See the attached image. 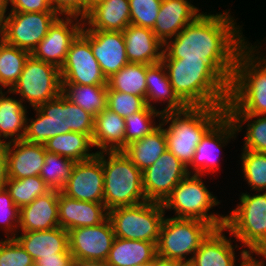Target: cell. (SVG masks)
I'll return each mask as SVG.
<instances>
[{
  "label": "cell",
  "mask_w": 266,
  "mask_h": 266,
  "mask_svg": "<svg viewBox=\"0 0 266 266\" xmlns=\"http://www.w3.org/2000/svg\"><path fill=\"white\" fill-rule=\"evenodd\" d=\"M229 13L202 12L164 44L162 59L206 60L230 84L237 55L248 42Z\"/></svg>",
  "instance_id": "cell-1"
},
{
  "label": "cell",
  "mask_w": 266,
  "mask_h": 266,
  "mask_svg": "<svg viewBox=\"0 0 266 266\" xmlns=\"http://www.w3.org/2000/svg\"><path fill=\"white\" fill-rule=\"evenodd\" d=\"M171 86L188 107H226L230 84L203 59H162Z\"/></svg>",
  "instance_id": "cell-2"
},
{
  "label": "cell",
  "mask_w": 266,
  "mask_h": 266,
  "mask_svg": "<svg viewBox=\"0 0 266 266\" xmlns=\"http://www.w3.org/2000/svg\"><path fill=\"white\" fill-rule=\"evenodd\" d=\"M250 44L236 58L227 115H266V57Z\"/></svg>",
  "instance_id": "cell-3"
},
{
  "label": "cell",
  "mask_w": 266,
  "mask_h": 266,
  "mask_svg": "<svg viewBox=\"0 0 266 266\" xmlns=\"http://www.w3.org/2000/svg\"><path fill=\"white\" fill-rule=\"evenodd\" d=\"M226 113V107H187L180 111H168L162 114L161 125L164 128L167 149L187 167L201 138Z\"/></svg>",
  "instance_id": "cell-4"
},
{
  "label": "cell",
  "mask_w": 266,
  "mask_h": 266,
  "mask_svg": "<svg viewBox=\"0 0 266 266\" xmlns=\"http://www.w3.org/2000/svg\"><path fill=\"white\" fill-rule=\"evenodd\" d=\"M36 111V119L27 118L24 140L44 145L50 138L68 132H79L92 138L95 117L80 106L75 105L62 93L47 101ZM30 124H29V123Z\"/></svg>",
  "instance_id": "cell-5"
},
{
  "label": "cell",
  "mask_w": 266,
  "mask_h": 266,
  "mask_svg": "<svg viewBox=\"0 0 266 266\" xmlns=\"http://www.w3.org/2000/svg\"><path fill=\"white\" fill-rule=\"evenodd\" d=\"M106 154V155H105ZM108 155V159L105 156ZM104 205L108 211L146 202L143 175L123 151L102 152Z\"/></svg>",
  "instance_id": "cell-6"
},
{
  "label": "cell",
  "mask_w": 266,
  "mask_h": 266,
  "mask_svg": "<svg viewBox=\"0 0 266 266\" xmlns=\"http://www.w3.org/2000/svg\"><path fill=\"white\" fill-rule=\"evenodd\" d=\"M188 174L173 189L162 203L164 211L174 210L175 218L198 219L210 224L214 229L225 225V216L217 213L209 214L213 206L219 205L207 187L201 175Z\"/></svg>",
  "instance_id": "cell-7"
},
{
  "label": "cell",
  "mask_w": 266,
  "mask_h": 266,
  "mask_svg": "<svg viewBox=\"0 0 266 266\" xmlns=\"http://www.w3.org/2000/svg\"><path fill=\"white\" fill-rule=\"evenodd\" d=\"M225 230L248 247L252 256L266 243V191L251 196L242 193L237 208L225 216Z\"/></svg>",
  "instance_id": "cell-8"
},
{
  "label": "cell",
  "mask_w": 266,
  "mask_h": 266,
  "mask_svg": "<svg viewBox=\"0 0 266 266\" xmlns=\"http://www.w3.org/2000/svg\"><path fill=\"white\" fill-rule=\"evenodd\" d=\"M162 203L146 201L108 211L115 237L157 244L165 219Z\"/></svg>",
  "instance_id": "cell-9"
},
{
  "label": "cell",
  "mask_w": 266,
  "mask_h": 266,
  "mask_svg": "<svg viewBox=\"0 0 266 266\" xmlns=\"http://www.w3.org/2000/svg\"><path fill=\"white\" fill-rule=\"evenodd\" d=\"M214 228L198 219L165 218L157 241V255L181 263H188L202 241Z\"/></svg>",
  "instance_id": "cell-10"
},
{
  "label": "cell",
  "mask_w": 266,
  "mask_h": 266,
  "mask_svg": "<svg viewBox=\"0 0 266 266\" xmlns=\"http://www.w3.org/2000/svg\"><path fill=\"white\" fill-rule=\"evenodd\" d=\"M7 92L20 94L22 102L27 100L25 102H29L33 108H38L62 93L60 69L30 55L18 81Z\"/></svg>",
  "instance_id": "cell-11"
},
{
  "label": "cell",
  "mask_w": 266,
  "mask_h": 266,
  "mask_svg": "<svg viewBox=\"0 0 266 266\" xmlns=\"http://www.w3.org/2000/svg\"><path fill=\"white\" fill-rule=\"evenodd\" d=\"M8 14L0 27L1 39L30 54L59 17L56 12H10Z\"/></svg>",
  "instance_id": "cell-12"
},
{
  "label": "cell",
  "mask_w": 266,
  "mask_h": 266,
  "mask_svg": "<svg viewBox=\"0 0 266 266\" xmlns=\"http://www.w3.org/2000/svg\"><path fill=\"white\" fill-rule=\"evenodd\" d=\"M60 73L62 84L107 85L90 43L81 34L71 43Z\"/></svg>",
  "instance_id": "cell-13"
},
{
  "label": "cell",
  "mask_w": 266,
  "mask_h": 266,
  "mask_svg": "<svg viewBox=\"0 0 266 266\" xmlns=\"http://www.w3.org/2000/svg\"><path fill=\"white\" fill-rule=\"evenodd\" d=\"M188 174L187 167L167 149L153 165L142 171L147 201L163 203Z\"/></svg>",
  "instance_id": "cell-14"
},
{
  "label": "cell",
  "mask_w": 266,
  "mask_h": 266,
  "mask_svg": "<svg viewBox=\"0 0 266 266\" xmlns=\"http://www.w3.org/2000/svg\"><path fill=\"white\" fill-rule=\"evenodd\" d=\"M115 238L112 224L107 218L96 226L69 230V251L75 261L105 262Z\"/></svg>",
  "instance_id": "cell-15"
},
{
  "label": "cell",
  "mask_w": 266,
  "mask_h": 266,
  "mask_svg": "<svg viewBox=\"0 0 266 266\" xmlns=\"http://www.w3.org/2000/svg\"><path fill=\"white\" fill-rule=\"evenodd\" d=\"M83 25L84 20L80 18L79 20L77 17H66L64 19L59 16L30 55L60 69L66 60L71 43L81 33Z\"/></svg>",
  "instance_id": "cell-16"
},
{
  "label": "cell",
  "mask_w": 266,
  "mask_h": 266,
  "mask_svg": "<svg viewBox=\"0 0 266 266\" xmlns=\"http://www.w3.org/2000/svg\"><path fill=\"white\" fill-rule=\"evenodd\" d=\"M61 192L76 200L104 203L102 152L88 160L75 162Z\"/></svg>",
  "instance_id": "cell-17"
},
{
  "label": "cell",
  "mask_w": 266,
  "mask_h": 266,
  "mask_svg": "<svg viewBox=\"0 0 266 266\" xmlns=\"http://www.w3.org/2000/svg\"><path fill=\"white\" fill-rule=\"evenodd\" d=\"M80 34L90 43L106 79L129 63L123 32L86 30L83 25Z\"/></svg>",
  "instance_id": "cell-18"
},
{
  "label": "cell",
  "mask_w": 266,
  "mask_h": 266,
  "mask_svg": "<svg viewBox=\"0 0 266 266\" xmlns=\"http://www.w3.org/2000/svg\"><path fill=\"white\" fill-rule=\"evenodd\" d=\"M236 132L233 120L225 113L201 138L189 165L195 172L192 174L203 176L210 171L213 174L219 169L218 155L215 153L217 150L220 151L232 137H236Z\"/></svg>",
  "instance_id": "cell-19"
},
{
  "label": "cell",
  "mask_w": 266,
  "mask_h": 266,
  "mask_svg": "<svg viewBox=\"0 0 266 266\" xmlns=\"http://www.w3.org/2000/svg\"><path fill=\"white\" fill-rule=\"evenodd\" d=\"M225 227L213 229L202 241L193 256L188 258L192 266H235V251L231 239L223 234ZM241 264L246 266L253 258L249 250H241Z\"/></svg>",
  "instance_id": "cell-20"
},
{
  "label": "cell",
  "mask_w": 266,
  "mask_h": 266,
  "mask_svg": "<svg viewBox=\"0 0 266 266\" xmlns=\"http://www.w3.org/2000/svg\"><path fill=\"white\" fill-rule=\"evenodd\" d=\"M107 218L108 210L104 203L76 200L59 191V227L69 231L74 228L96 226Z\"/></svg>",
  "instance_id": "cell-21"
},
{
  "label": "cell",
  "mask_w": 266,
  "mask_h": 266,
  "mask_svg": "<svg viewBox=\"0 0 266 266\" xmlns=\"http://www.w3.org/2000/svg\"><path fill=\"white\" fill-rule=\"evenodd\" d=\"M2 146L7 157L8 178L22 179L40 175L46 154L44 145L23 139Z\"/></svg>",
  "instance_id": "cell-22"
},
{
  "label": "cell",
  "mask_w": 266,
  "mask_h": 266,
  "mask_svg": "<svg viewBox=\"0 0 266 266\" xmlns=\"http://www.w3.org/2000/svg\"><path fill=\"white\" fill-rule=\"evenodd\" d=\"M199 11L188 0H162L152 31L165 44L194 22L202 14Z\"/></svg>",
  "instance_id": "cell-23"
},
{
  "label": "cell",
  "mask_w": 266,
  "mask_h": 266,
  "mask_svg": "<svg viewBox=\"0 0 266 266\" xmlns=\"http://www.w3.org/2000/svg\"><path fill=\"white\" fill-rule=\"evenodd\" d=\"M59 191L50 190L38 196L30 204L20 208L19 228L22 232L50 230L59 227Z\"/></svg>",
  "instance_id": "cell-24"
},
{
  "label": "cell",
  "mask_w": 266,
  "mask_h": 266,
  "mask_svg": "<svg viewBox=\"0 0 266 266\" xmlns=\"http://www.w3.org/2000/svg\"><path fill=\"white\" fill-rule=\"evenodd\" d=\"M122 32L129 63L151 65L161 62L164 44L152 29L130 24Z\"/></svg>",
  "instance_id": "cell-25"
},
{
  "label": "cell",
  "mask_w": 266,
  "mask_h": 266,
  "mask_svg": "<svg viewBox=\"0 0 266 266\" xmlns=\"http://www.w3.org/2000/svg\"><path fill=\"white\" fill-rule=\"evenodd\" d=\"M21 234L14 238L31 256L34 263L41 257H56L57 253H66L69 250L68 231L61 227Z\"/></svg>",
  "instance_id": "cell-26"
},
{
  "label": "cell",
  "mask_w": 266,
  "mask_h": 266,
  "mask_svg": "<svg viewBox=\"0 0 266 266\" xmlns=\"http://www.w3.org/2000/svg\"><path fill=\"white\" fill-rule=\"evenodd\" d=\"M130 24L129 0H103L84 19L86 30L122 32Z\"/></svg>",
  "instance_id": "cell-27"
},
{
  "label": "cell",
  "mask_w": 266,
  "mask_h": 266,
  "mask_svg": "<svg viewBox=\"0 0 266 266\" xmlns=\"http://www.w3.org/2000/svg\"><path fill=\"white\" fill-rule=\"evenodd\" d=\"M93 145L97 152L125 149V119L107 107L94 120Z\"/></svg>",
  "instance_id": "cell-28"
},
{
  "label": "cell",
  "mask_w": 266,
  "mask_h": 266,
  "mask_svg": "<svg viewBox=\"0 0 266 266\" xmlns=\"http://www.w3.org/2000/svg\"><path fill=\"white\" fill-rule=\"evenodd\" d=\"M146 98L145 102L148 107L155 108L151 102H167L163 113L168 111H180L188 106L177 96L174 88L171 86L167 71L161 62L151 64L147 67L146 74Z\"/></svg>",
  "instance_id": "cell-29"
},
{
  "label": "cell",
  "mask_w": 266,
  "mask_h": 266,
  "mask_svg": "<svg viewBox=\"0 0 266 266\" xmlns=\"http://www.w3.org/2000/svg\"><path fill=\"white\" fill-rule=\"evenodd\" d=\"M156 256L154 242L116 237L105 262L109 266H138L152 262Z\"/></svg>",
  "instance_id": "cell-30"
},
{
  "label": "cell",
  "mask_w": 266,
  "mask_h": 266,
  "mask_svg": "<svg viewBox=\"0 0 266 266\" xmlns=\"http://www.w3.org/2000/svg\"><path fill=\"white\" fill-rule=\"evenodd\" d=\"M6 93L0 90V146L8 138H11L9 142L23 140L26 133V106L21 100L5 96Z\"/></svg>",
  "instance_id": "cell-31"
},
{
  "label": "cell",
  "mask_w": 266,
  "mask_h": 266,
  "mask_svg": "<svg viewBox=\"0 0 266 266\" xmlns=\"http://www.w3.org/2000/svg\"><path fill=\"white\" fill-rule=\"evenodd\" d=\"M166 150L165 131L163 125L160 124L152 133L127 145L123 152L138 169L144 171L153 165Z\"/></svg>",
  "instance_id": "cell-32"
},
{
  "label": "cell",
  "mask_w": 266,
  "mask_h": 266,
  "mask_svg": "<svg viewBox=\"0 0 266 266\" xmlns=\"http://www.w3.org/2000/svg\"><path fill=\"white\" fill-rule=\"evenodd\" d=\"M44 147L46 151L69 158L75 162L88 160L97 154V152H89L91 147H94L92 138L89 135L72 131L50 138L44 144Z\"/></svg>",
  "instance_id": "cell-33"
},
{
  "label": "cell",
  "mask_w": 266,
  "mask_h": 266,
  "mask_svg": "<svg viewBox=\"0 0 266 266\" xmlns=\"http://www.w3.org/2000/svg\"><path fill=\"white\" fill-rule=\"evenodd\" d=\"M108 86L62 84V94L96 117L107 107Z\"/></svg>",
  "instance_id": "cell-34"
},
{
  "label": "cell",
  "mask_w": 266,
  "mask_h": 266,
  "mask_svg": "<svg viewBox=\"0 0 266 266\" xmlns=\"http://www.w3.org/2000/svg\"><path fill=\"white\" fill-rule=\"evenodd\" d=\"M148 64L128 63L107 79V90H115L146 98Z\"/></svg>",
  "instance_id": "cell-35"
},
{
  "label": "cell",
  "mask_w": 266,
  "mask_h": 266,
  "mask_svg": "<svg viewBox=\"0 0 266 266\" xmlns=\"http://www.w3.org/2000/svg\"><path fill=\"white\" fill-rule=\"evenodd\" d=\"M28 51L6 43L0 36V90L12 87L18 81L26 60L29 58Z\"/></svg>",
  "instance_id": "cell-36"
},
{
  "label": "cell",
  "mask_w": 266,
  "mask_h": 266,
  "mask_svg": "<svg viewBox=\"0 0 266 266\" xmlns=\"http://www.w3.org/2000/svg\"><path fill=\"white\" fill-rule=\"evenodd\" d=\"M75 161L46 151L45 161L40 172V177L50 190L61 191L69 177Z\"/></svg>",
  "instance_id": "cell-37"
},
{
  "label": "cell",
  "mask_w": 266,
  "mask_h": 266,
  "mask_svg": "<svg viewBox=\"0 0 266 266\" xmlns=\"http://www.w3.org/2000/svg\"><path fill=\"white\" fill-rule=\"evenodd\" d=\"M234 122L237 133L248 122L243 150L266 153V115H228ZM257 117V119H256ZM252 118L256 119L253 120ZM252 119V121H250Z\"/></svg>",
  "instance_id": "cell-38"
},
{
  "label": "cell",
  "mask_w": 266,
  "mask_h": 266,
  "mask_svg": "<svg viewBox=\"0 0 266 266\" xmlns=\"http://www.w3.org/2000/svg\"><path fill=\"white\" fill-rule=\"evenodd\" d=\"M5 188L19 209L50 191L40 176L22 179L8 178Z\"/></svg>",
  "instance_id": "cell-39"
},
{
  "label": "cell",
  "mask_w": 266,
  "mask_h": 266,
  "mask_svg": "<svg viewBox=\"0 0 266 266\" xmlns=\"http://www.w3.org/2000/svg\"><path fill=\"white\" fill-rule=\"evenodd\" d=\"M163 112L146 106L142 111L135 112L134 114L126 117L125 119V148L133 141L140 140L146 135L152 133L160 126L155 125V117L161 119ZM154 122V123H153Z\"/></svg>",
  "instance_id": "cell-40"
},
{
  "label": "cell",
  "mask_w": 266,
  "mask_h": 266,
  "mask_svg": "<svg viewBox=\"0 0 266 266\" xmlns=\"http://www.w3.org/2000/svg\"><path fill=\"white\" fill-rule=\"evenodd\" d=\"M241 155L244 180L252 190H266V153L243 150Z\"/></svg>",
  "instance_id": "cell-41"
},
{
  "label": "cell",
  "mask_w": 266,
  "mask_h": 266,
  "mask_svg": "<svg viewBox=\"0 0 266 266\" xmlns=\"http://www.w3.org/2000/svg\"><path fill=\"white\" fill-rule=\"evenodd\" d=\"M146 106L144 97L107 90V108L124 119L135 112L142 111Z\"/></svg>",
  "instance_id": "cell-42"
},
{
  "label": "cell",
  "mask_w": 266,
  "mask_h": 266,
  "mask_svg": "<svg viewBox=\"0 0 266 266\" xmlns=\"http://www.w3.org/2000/svg\"><path fill=\"white\" fill-rule=\"evenodd\" d=\"M162 0H129L130 23L153 29Z\"/></svg>",
  "instance_id": "cell-43"
},
{
  "label": "cell",
  "mask_w": 266,
  "mask_h": 266,
  "mask_svg": "<svg viewBox=\"0 0 266 266\" xmlns=\"http://www.w3.org/2000/svg\"><path fill=\"white\" fill-rule=\"evenodd\" d=\"M34 263L15 238L0 240V266H31Z\"/></svg>",
  "instance_id": "cell-44"
},
{
  "label": "cell",
  "mask_w": 266,
  "mask_h": 266,
  "mask_svg": "<svg viewBox=\"0 0 266 266\" xmlns=\"http://www.w3.org/2000/svg\"><path fill=\"white\" fill-rule=\"evenodd\" d=\"M19 214L20 209L14 204L9 192L4 188L0 191V223H3L1 227H4L5 233L7 232V238H9L10 233L12 235L10 238L19 235L16 234V232L18 233Z\"/></svg>",
  "instance_id": "cell-45"
},
{
  "label": "cell",
  "mask_w": 266,
  "mask_h": 266,
  "mask_svg": "<svg viewBox=\"0 0 266 266\" xmlns=\"http://www.w3.org/2000/svg\"><path fill=\"white\" fill-rule=\"evenodd\" d=\"M53 10L60 16L79 17L84 20L87 17V0H50Z\"/></svg>",
  "instance_id": "cell-46"
},
{
  "label": "cell",
  "mask_w": 266,
  "mask_h": 266,
  "mask_svg": "<svg viewBox=\"0 0 266 266\" xmlns=\"http://www.w3.org/2000/svg\"><path fill=\"white\" fill-rule=\"evenodd\" d=\"M10 12H55L50 0H9Z\"/></svg>",
  "instance_id": "cell-47"
},
{
  "label": "cell",
  "mask_w": 266,
  "mask_h": 266,
  "mask_svg": "<svg viewBox=\"0 0 266 266\" xmlns=\"http://www.w3.org/2000/svg\"><path fill=\"white\" fill-rule=\"evenodd\" d=\"M74 258L68 250L66 253H57L56 257L39 258L35 263L38 266H73Z\"/></svg>",
  "instance_id": "cell-48"
},
{
  "label": "cell",
  "mask_w": 266,
  "mask_h": 266,
  "mask_svg": "<svg viewBox=\"0 0 266 266\" xmlns=\"http://www.w3.org/2000/svg\"><path fill=\"white\" fill-rule=\"evenodd\" d=\"M8 180L7 157L4 147L0 146V191L5 188Z\"/></svg>",
  "instance_id": "cell-49"
},
{
  "label": "cell",
  "mask_w": 266,
  "mask_h": 266,
  "mask_svg": "<svg viewBox=\"0 0 266 266\" xmlns=\"http://www.w3.org/2000/svg\"><path fill=\"white\" fill-rule=\"evenodd\" d=\"M181 262L156 256L152 261V266H180Z\"/></svg>",
  "instance_id": "cell-50"
},
{
  "label": "cell",
  "mask_w": 266,
  "mask_h": 266,
  "mask_svg": "<svg viewBox=\"0 0 266 266\" xmlns=\"http://www.w3.org/2000/svg\"><path fill=\"white\" fill-rule=\"evenodd\" d=\"M8 4L9 0H0V27L2 26L7 17V15L5 14L7 11Z\"/></svg>",
  "instance_id": "cell-51"
},
{
  "label": "cell",
  "mask_w": 266,
  "mask_h": 266,
  "mask_svg": "<svg viewBox=\"0 0 266 266\" xmlns=\"http://www.w3.org/2000/svg\"><path fill=\"white\" fill-rule=\"evenodd\" d=\"M73 266H109L106 262L74 261Z\"/></svg>",
  "instance_id": "cell-52"
},
{
  "label": "cell",
  "mask_w": 266,
  "mask_h": 266,
  "mask_svg": "<svg viewBox=\"0 0 266 266\" xmlns=\"http://www.w3.org/2000/svg\"><path fill=\"white\" fill-rule=\"evenodd\" d=\"M246 266H264V261L261 259L257 260L255 257Z\"/></svg>",
  "instance_id": "cell-53"
},
{
  "label": "cell",
  "mask_w": 266,
  "mask_h": 266,
  "mask_svg": "<svg viewBox=\"0 0 266 266\" xmlns=\"http://www.w3.org/2000/svg\"><path fill=\"white\" fill-rule=\"evenodd\" d=\"M256 254L266 258V243L256 252Z\"/></svg>",
  "instance_id": "cell-54"
},
{
  "label": "cell",
  "mask_w": 266,
  "mask_h": 266,
  "mask_svg": "<svg viewBox=\"0 0 266 266\" xmlns=\"http://www.w3.org/2000/svg\"><path fill=\"white\" fill-rule=\"evenodd\" d=\"M138 266H152V262L146 263V264H142V265H138Z\"/></svg>",
  "instance_id": "cell-55"
},
{
  "label": "cell",
  "mask_w": 266,
  "mask_h": 266,
  "mask_svg": "<svg viewBox=\"0 0 266 266\" xmlns=\"http://www.w3.org/2000/svg\"><path fill=\"white\" fill-rule=\"evenodd\" d=\"M180 266H192L190 263H181Z\"/></svg>",
  "instance_id": "cell-56"
}]
</instances>
